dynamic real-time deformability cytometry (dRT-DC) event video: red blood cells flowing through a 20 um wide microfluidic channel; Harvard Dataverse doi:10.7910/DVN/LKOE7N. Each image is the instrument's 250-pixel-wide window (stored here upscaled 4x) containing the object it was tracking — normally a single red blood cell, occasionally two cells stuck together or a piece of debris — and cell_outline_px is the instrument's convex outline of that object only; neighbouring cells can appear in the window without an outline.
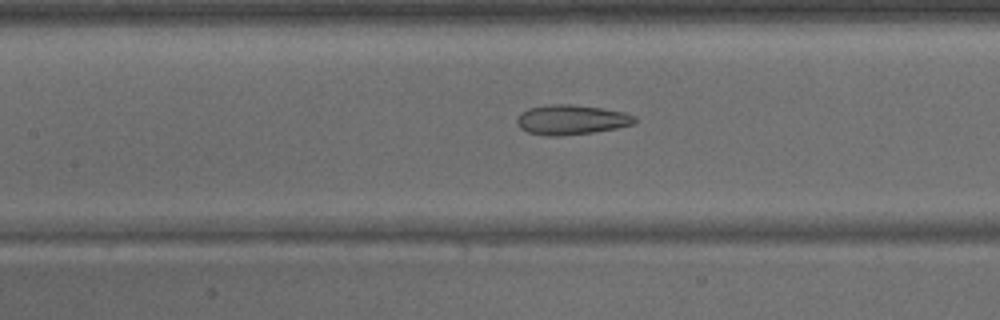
{"species": "common noctule bat (a hibernating species)", "species_latin": "Nyctalus noctula", "temperature_condition": "warm", "stored_images_in_passage": 33, "camera_frame_rate_fps": 3000, "um_per_image_px": 0.085, "animal": {"sex": "male", "body_mass_g": 15.6}, "frame": {"image": 1, "passage_image": 10, "time_ms": 3.0, "image_size_px": [1000, 320], "cell_outline_px": [[636, 120], [632, 124], [616, 128], [596, 132], [560, 136], [548, 136], [528, 132], [520, 128], [516, 124], [516, 120], [520, 112], [528, 108], [552, 104], [572, 104], [604, 108], [624, 112], [636, 116]], "centroid_in_image_um": [48.55, 10.17], "position_along_channel_um": 158.9, "area_um2": 20.63}}
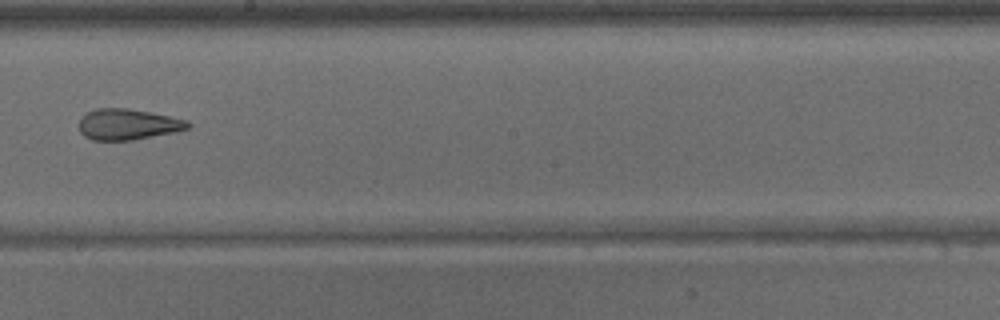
{"frame": {"image": 2, "passage_image": 15, "time_ms": 4.667, "image_size_px": [1000, 320], "cell_outline_px": [[192, 124], [188, 128], [176, 132], [132, 140], [92, 140], [84, 136], [80, 132], [80, 116], [96, 108], [128, 108], [188, 120]], "centroid_in_image_um": [10.86, 10.57], "position_along_channel_um": 237.3, "area_um2": 19.59}}
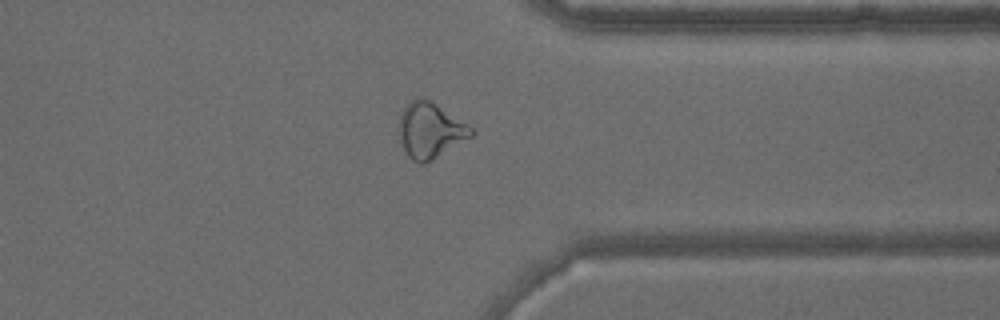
{"frame": {"image": 3, "passage_image": 24, "time_ms": 7.667, "image_size_px": [1000, 320], "cell_outline_px": [[476, 132], [472, 136], [432, 160], [424, 164], [420, 164], [412, 160], [408, 156], [400, 140], [400, 112], [416, 96], [432, 100], [472, 128]], "centroid_in_image_um": [36.57, 11.07], "position_along_channel_um": 374.8, "area_um2": 23.18}}